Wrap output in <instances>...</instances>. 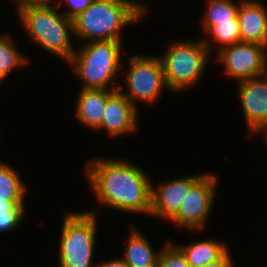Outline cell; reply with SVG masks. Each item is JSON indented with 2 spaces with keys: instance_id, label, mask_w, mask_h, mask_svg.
I'll list each match as a JSON object with an SVG mask.
<instances>
[{
  "instance_id": "obj_1",
  "label": "cell",
  "mask_w": 267,
  "mask_h": 267,
  "mask_svg": "<svg viewBox=\"0 0 267 267\" xmlns=\"http://www.w3.org/2000/svg\"><path fill=\"white\" fill-rule=\"evenodd\" d=\"M87 178L99 203L131 213L150 215L152 184L143 170L123 159L86 163Z\"/></svg>"
},
{
  "instance_id": "obj_2",
  "label": "cell",
  "mask_w": 267,
  "mask_h": 267,
  "mask_svg": "<svg viewBox=\"0 0 267 267\" xmlns=\"http://www.w3.org/2000/svg\"><path fill=\"white\" fill-rule=\"evenodd\" d=\"M144 6L133 1L94 0L72 19L74 36L87 42L122 40L121 30L145 15Z\"/></svg>"
},
{
  "instance_id": "obj_3",
  "label": "cell",
  "mask_w": 267,
  "mask_h": 267,
  "mask_svg": "<svg viewBox=\"0 0 267 267\" xmlns=\"http://www.w3.org/2000/svg\"><path fill=\"white\" fill-rule=\"evenodd\" d=\"M56 8L51 4H34L21 7L17 13L30 39L69 62L75 52L70 38V34L74 35L73 21Z\"/></svg>"
},
{
  "instance_id": "obj_4",
  "label": "cell",
  "mask_w": 267,
  "mask_h": 267,
  "mask_svg": "<svg viewBox=\"0 0 267 267\" xmlns=\"http://www.w3.org/2000/svg\"><path fill=\"white\" fill-rule=\"evenodd\" d=\"M121 48V40H100L86 42L75 50L69 63H72L76 76L83 80L82 88L119 89L112 80L122 67Z\"/></svg>"
},
{
  "instance_id": "obj_5",
  "label": "cell",
  "mask_w": 267,
  "mask_h": 267,
  "mask_svg": "<svg viewBox=\"0 0 267 267\" xmlns=\"http://www.w3.org/2000/svg\"><path fill=\"white\" fill-rule=\"evenodd\" d=\"M211 41L207 38L196 42L180 40L168 46L164 56L159 57L167 89L179 92L197 84L212 51Z\"/></svg>"
},
{
  "instance_id": "obj_6",
  "label": "cell",
  "mask_w": 267,
  "mask_h": 267,
  "mask_svg": "<svg viewBox=\"0 0 267 267\" xmlns=\"http://www.w3.org/2000/svg\"><path fill=\"white\" fill-rule=\"evenodd\" d=\"M94 211L65 213L59 248V267H91L96 243Z\"/></svg>"
},
{
  "instance_id": "obj_7",
  "label": "cell",
  "mask_w": 267,
  "mask_h": 267,
  "mask_svg": "<svg viewBox=\"0 0 267 267\" xmlns=\"http://www.w3.org/2000/svg\"><path fill=\"white\" fill-rule=\"evenodd\" d=\"M128 64L129 69L125 74L128 90L127 94L122 93L134 106L138 101L150 104L156 102L163 87L167 88L160 58L136 54L129 59Z\"/></svg>"
},
{
  "instance_id": "obj_8",
  "label": "cell",
  "mask_w": 267,
  "mask_h": 267,
  "mask_svg": "<svg viewBox=\"0 0 267 267\" xmlns=\"http://www.w3.org/2000/svg\"><path fill=\"white\" fill-rule=\"evenodd\" d=\"M267 46L239 42L219 49L217 58L225 72L238 82L267 73Z\"/></svg>"
},
{
  "instance_id": "obj_9",
  "label": "cell",
  "mask_w": 267,
  "mask_h": 267,
  "mask_svg": "<svg viewBox=\"0 0 267 267\" xmlns=\"http://www.w3.org/2000/svg\"><path fill=\"white\" fill-rule=\"evenodd\" d=\"M217 183L215 175L205 174L191 188L178 212L170 220L188 230L204 228L213 206Z\"/></svg>"
},
{
  "instance_id": "obj_10",
  "label": "cell",
  "mask_w": 267,
  "mask_h": 267,
  "mask_svg": "<svg viewBox=\"0 0 267 267\" xmlns=\"http://www.w3.org/2000/svg\"><path fill=\"white\" fill-rule=\"evenodd\" d=\"M238 83L248 132L254 135L264 132L267 129V73Z\"/></svg>"
},
{
  "instance_id": "obj_11",
  "label": "cell",
  "mask_w": 267,
  "mask_h": 267,
  "mask_svg": "<svg viewBox=\"0 0 267 267\" xmlns=\"http://www.w3.org/2000/svg\"><path fill=\"white\" fill-rule=\"evenodd\" d=\"M205 175H189L152 186L150 215L171 219L179 210L183 199L191 188Z\"/></svg>"
},
{
  "instance_id": "obj_12",
  "label": "cell",
  "mask_w": 267,
  "mask_h": 267,
  "mask_svg": "<svg viewBox=\"0 0 267 267\" xmlns=\"http://www.w3.org/2000/svg\"><path fill=\"white\" fill-rule=\"evenodd\" d=\"M122 86L106 101L104 115L98 130L108 131L110 136L133 133L137 129V106L122 93Z\"/></svg>"
},
{
  "instance_id": "obj_13",
  "label": "cell",
  "mask_w": 267,
  "mask_h": 267,
  "mask_svg": "<svg viewBox=\"0 0 267 267\" xmlns=\"http://www.w3.org/2000/svg\"><path fill=\"white\" fill-rule=\"evenodd\" d=\"M241 42H250L267 46V7L258 0H242L239 4Z\"/></svg>"
},
{
  "instance_id": "obj_14",
  "label": "cell",
  "mask_w": 267,
  "mask_h": 267,
  "mask_svg": "<svg viewBox=\"0 0 267 267\" xmlns=\"http://www.w3.org/2000/svg\"><path fill=\"white\" fill-rule=\"evenodd\" d=\"M116 90L81 88L75 114L85 126L97 130L102 123L107 99Z\"/></svg>"
},
{
  "instance_id": "obj_15",
  "label": "cell",
  "mask_w": 267,
  "mask_h": 267,
  "mask_svg": "<svg viewBox=\"0 0 267 267\" xmlns=\"http://www.w3.org/2000/svg\"><path fill=\"white\" fill-rule=\"evenodd\" d=\"M133 227H130L125 254L121 258L129 267H157L161 251L154 252L145 235Z\"/></svg>"
},
{
  "instance_id": "obj_16",
  "label": "cell",
  "mask_w": 267,
  "mask_h": 267,
  "mask_svg": "<svg viewBox=\"0 0 267 267\" xmlns=\"http://www.w3.org/2000/svg\"><path fill=\"white\" fill-rule=\"evenodd\" d=\"M186 256L191 267H202L218 260L228 249L222 242L215 240H201L187 246H177Z\"/></svg>"
},
{
  "instance_id": "obj_17",
  "label": "cell",
  "mask_w": 267,
  "mask_h": 267,
  "mask_svg": "<svg viewBox=\"0 0 267 267\" xmlns=\"http://www.w3.org/2000/svg\"><path fill=\"white\" fill-rule=\"evenodd\" d=\"M26 189L18 172L7 163L0 161V203L24 201Z\"/></svg>"
},
{
  "instance_id": "obj_18",
  "label": "cell",
  "mask_w": 267,
  "mask_h": 267,
  "mask_svg": "<svg viewBox=\"0 0 267 267\" xmlns=\"http://www.w3.org/2000/svg\"><path fill=\"white\" fill-rule=\"evenodd\" d=\"M203 26L207 32L217 22H239L237 12L239 5L233 0H208Z\"/></svg>"
},
{
  "instance_id": "obj_19",
  "label": "cell",
  "mask_w": 267,
  "mask_h": 267,
  "mask_svg": "<svg viewBox=\"0 0 267 267\" xmlns=\"http://www.w3.org/2000/svg\"><path fill=\"white\" fill-rule=\"evenodd\" d=\"M12 41L10 37L0 35V71L6 77L12 70L27 63V59Z\"/></svg>"
},
{
  "instance_id": "obj_20",
  "label": "cell",
  "mask_w": 267,
  "mask_h": 267,
  "mask_svg": "<svg viewBox=\"0 0 267 267\" xmlns=\"http://www.w3.org/2000/svg\"><path fill=\"white\" fill-rule=\"evenodd\" d=\"M24 211V201L0 203V232L16 229L22 222Z\"/></svg>"
},
{
  "instance_id": "obj_21",
  "label": "cell",
  "mask_w": 267,
  "mask_h": 267,
  "mask_svg": "<svg viewBox=\"0 0 267 267\" xmlns=\"http://www.w3.org/2000/svg\"><path fill=\"white\" fill-rule=\"evenodd\" d=\"M207 33L209 39L220 44V49L241 42L239 22H217Z\"/></svg>"
},
{
  "instance_id": "obj_22",
  "label": "cell",
  "mask_w": 267,
  "mask_h": 267,
  "mask_svg": "<svg viewBox=\"0 0 267 267\" xmlns=\"http://www.w3.org/2000/svg\"><path fill=\"white\" fill-rule=\"evenodd\" d=\"M169 242L165 243V248L161 249L157 267H191L177 244Z\"/></svg>"
},
{
  "instance_id": "obj_23",
  "label": "cell",
  "mask_w": 267,
  "mask_h": 267,
  "mask_svg": "<svg viewBox=\"0 0 267 267\" xmlns=\"http://www.w3.org/2000/svg\"><path fill=\"white\" fill-rule=\"evenodd\" d=\"M64 1V0H63ZM62 0L56 5L57 9L62 5ZM94 0H65L66 4L70 7L69 10L62 13L67 18L73 19L79 13L86 10Z\"/></svg>"
},
{
  "instance_id": "obj_24",
  "label": "cell",
  "mask_w": 267,
  "mask_h": 267,
  "mask_svg": "<svg viewBox=\"0 0 267 267\" xmlns=\"http://www.w3.org/2000/svg\"><path fill=\"white\" fill-rule=\"evenodd\" d=\"M232 256L227 250L218 260L205 264L202 267H233Z\"/></svg>"
},
{
  "instance_id": "obj_25",
  "label": "cell",
  "mask_w": 267,
  "mask_h": 267,
  "mask_svg": "<svg viewBox=\"0 0 267 267\" xmlns=\"http://www.w3.org/2000/svg\"><path fill=\"white\" fill-rule=\"evenodd\" d=\"M93 267H129L122 258L101 262Z\"/></svg>"
},
{
  "instance_id": "obj_26",
  "label": "cell",
  "mask_w": 267,
  "mask_h": 267,
  "mask_svg": "<svg viewBox=\"0 0 267 267\" xmlns=\"http://www.w3.org/2000/svg\"><path fill=\"white\" fill-rule=\"evenodd\" d=\"M14 1V0H13ZM18 4L19 10L21 7L27 6V5H34V4H41L42 0H15Z\"/></svg>"
},
{
  "instance_id": "obj_27",
  "label": "cell",
  "mask_w": 267,
  "mask_h": 267,
  "mask_svg": "<svg viewBox=\"0 0 267 267\" xmlns=\"http://www.w3.org/2000/svg\"><path fill=\"white\" fill-rule=\"evenodd\" d=\"M50 1H52V0H42L41 4L50 5V3H49Z\"/></svg>"
},
{
  "instance_id": "obj_28",
  "label": "cell",
  "mask_w": 267,
  "mask_h": 267,
  "mask_svg": "<svg viewBox=\"0 0 267 267\" xmlns=\"http://www.w3.org/2000/svg\"><path fill=\"white\" fill-rule=\"evenodd\" d=\"M6 78V76L0 71V83L1 81ZM1 85V84H0Z\"/></svg>"
},
{
  "instance_id": "obj_29",
  "label": "cell",
  "mask_w": 267,
  "mask_h": 267,
  "mask_svg": "<svg viewBox=\"0 0 267 267\" xmlns=\"http://www.w3.org/2000/svg\"><path fill=\"white\" fill-rule=\"evenodd\" d=\"M263 134H265L264 136H266V144H267V129L263 132Z\"/></svg>"
}]
</instances>
